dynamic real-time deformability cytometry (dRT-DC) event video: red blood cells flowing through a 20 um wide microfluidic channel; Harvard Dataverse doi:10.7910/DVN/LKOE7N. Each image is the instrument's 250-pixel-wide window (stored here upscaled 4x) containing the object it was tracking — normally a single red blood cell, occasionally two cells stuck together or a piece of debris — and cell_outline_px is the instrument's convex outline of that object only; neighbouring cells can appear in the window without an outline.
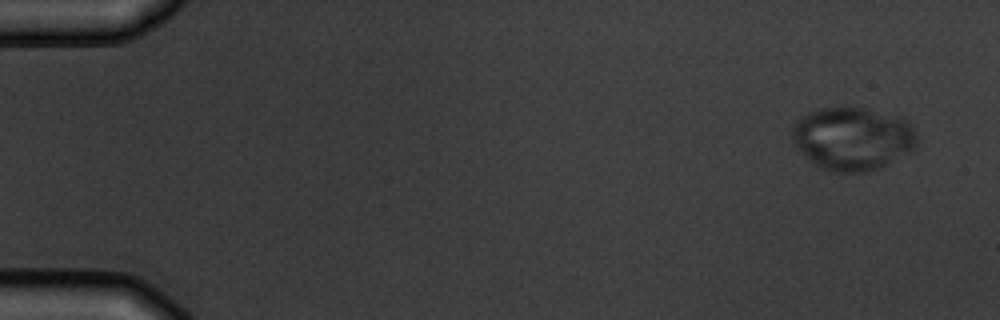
{"species": "common noctule bat (a hibernating species)", "species_latin": "Nyctalus noctula", "temperature_condition": "warm", "stored_images_in_passage": 4, "camera_frame_rate_fps": 3000, "um_per_image_px": 0.085, "animal": {"sex": "male", "body_mass_g": 19.5, "forearm_length_mm": 54.6}, "frame": {"image": 1, "passage_image": 1, "time_ms": 0.0, "image_size_px": [1000, 320], "cell_outline_px": [[916, 148], [880, 168], [864, 172], [832, 172], [820, 168], [792, 140], [792, 128], [796, 120], [808, 112], [820, 108], [840, 104], [844, 104], [864, 108], [908, 120], [912, 124], [916, 132]], "centroid_in_image_um": [72.49, 11.74], "position_along_channel_um": 12.5, "area_um2": 46.12}}